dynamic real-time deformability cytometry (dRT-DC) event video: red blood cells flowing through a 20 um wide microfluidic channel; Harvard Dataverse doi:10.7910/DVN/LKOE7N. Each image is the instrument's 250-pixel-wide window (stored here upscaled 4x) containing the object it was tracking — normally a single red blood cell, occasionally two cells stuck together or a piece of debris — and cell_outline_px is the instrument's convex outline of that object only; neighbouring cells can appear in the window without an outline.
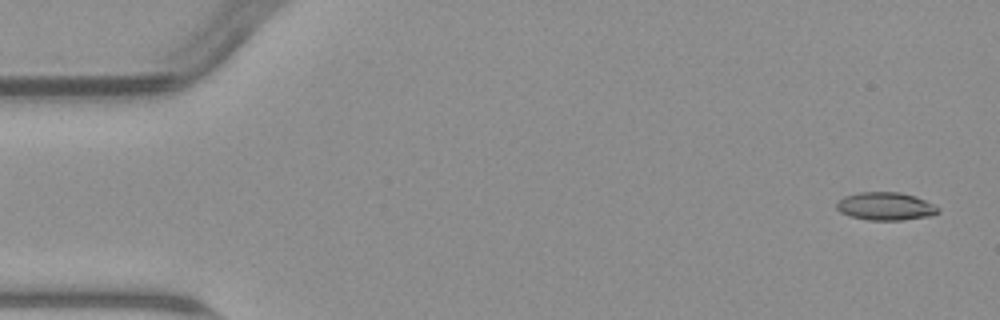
{"species": "common noctule bat (a hibernating species)", "species_latin": "Nyctalus noctula", "temperature_condition": "warm", "stored_images_in_passage": 5, "camera_frame_rate_fps": 3000, "um_per_image_px": 0.085, "animal": {"sex": "male", "body_mass_g": 23.1, "forearm_length_mm": 52.7}, "frame": {"image": 1, "passage_image": 1, "time_ms": 0.0, "image_size_px": [1000, 320], "cell_outline_px": [[940, 212], [932, 216], [900, 220], [868, 220], [852, 216], [840, 212], [836, 208], [836, 204], [844, 196], [860, 192], [900, 192], [916, 196], [940, 208]], "centroid_in_image_um": [75.3, 17.53], "position_along_channel_um": 9.7, "area_um2": 16.53}}
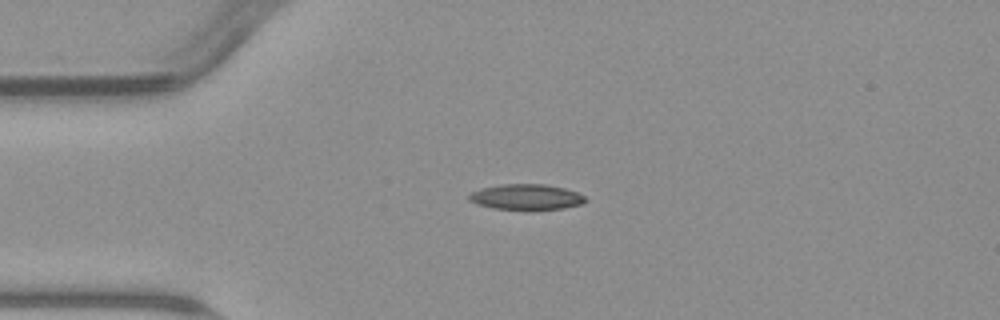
{"frame": {"image": 2, "passage_image": 4, "time_ms": 3.667, "image_size_px": [1000, 320], "cell_outline_px": [[588, 200], [584, 204], [564, 208], [532, 212], [528, 212], [492, 208], [476, 204], [468, 200], [468, 192], [480, 188], [500, 184], [544, 184], [564, 188], [576, 192], [584, 196]], "centroid_in_image_um": [44.71, 16.78], "position_along_channel_um": 40.3, "area_um2": 18.26}}
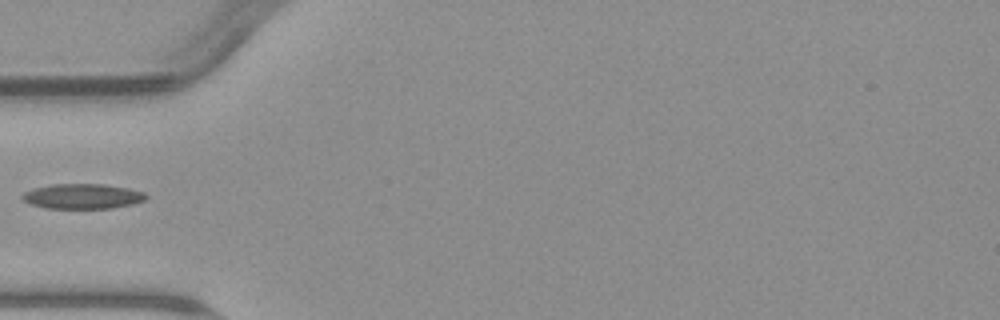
{"frame": {"image": 3, "passage_image": 5, "time_ms": 5.333, "image_size_px": [1000, 320], "cell_outline_px": [[148, 196], [144, 200], [132, 204], [112, 208], [44, 208], [32, 204], [24, 200], [20, 196], [24, 192], [32, 188], [52, 184], [104, 184], [128, 188], [144, 192]], "centroid_in_image_um": [7.0, 16.68], "position_along_channel_um": 78.0, "area_um2": 18.03}}